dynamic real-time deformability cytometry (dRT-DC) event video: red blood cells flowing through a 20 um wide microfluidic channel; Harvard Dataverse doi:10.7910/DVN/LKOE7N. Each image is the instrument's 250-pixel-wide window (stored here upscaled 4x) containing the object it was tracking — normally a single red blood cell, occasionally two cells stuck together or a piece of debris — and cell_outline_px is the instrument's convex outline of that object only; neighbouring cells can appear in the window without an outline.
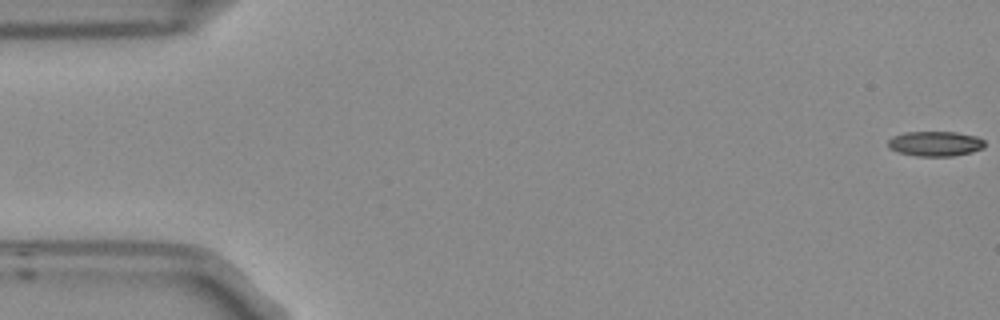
{"species": "Egyptian fruit bat (a non-hibernating species)", "species_latin": "Rousettus aegyptiacus", "temperature_condition": "room temperature", "stored_images_in_passage": 6, "camera_frame_rate_fps": 3000, "um_per_image_px": 0.085, "frame": {"image": 1, "passage_image": 1, "time_ms": 0.0, "image_size_px": [1000, 320], "cell_outline_px": [[984, 148], [972, 152], [952, 156], [916, 156], [900, 152], [892, 148], [888, 144], [888, 140], [892, 136], [904, 132], [956, 132], [976, 136], [984, 140]], "centroid_in_image_um": [79.52, 12.21], "position_along_channel_um": 5.5, "area_um2": 13.99}}
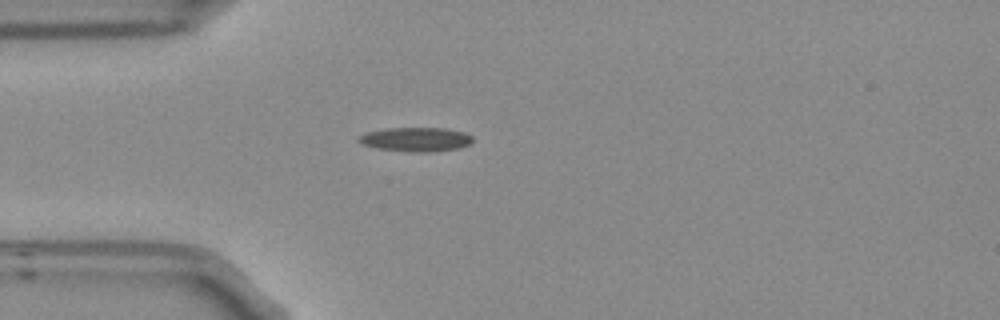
{"frame": {"image": 2, "passage_image": 5, "time_ms": 1.333, "image_size_px": [1000, 320], "cell_outline_px": [[472, 144], [460, 148], [428, 152], [416, 152], [376, 148], [360, 144], [356, 140], [356, 136], [368, 132], [388, 128], [444, 128], [464, 132], [472, 136]], "centroid_in_image_um": [35.33, 11.85], "position_along_channel_um": 49.7, "area_um2": 16.13}}